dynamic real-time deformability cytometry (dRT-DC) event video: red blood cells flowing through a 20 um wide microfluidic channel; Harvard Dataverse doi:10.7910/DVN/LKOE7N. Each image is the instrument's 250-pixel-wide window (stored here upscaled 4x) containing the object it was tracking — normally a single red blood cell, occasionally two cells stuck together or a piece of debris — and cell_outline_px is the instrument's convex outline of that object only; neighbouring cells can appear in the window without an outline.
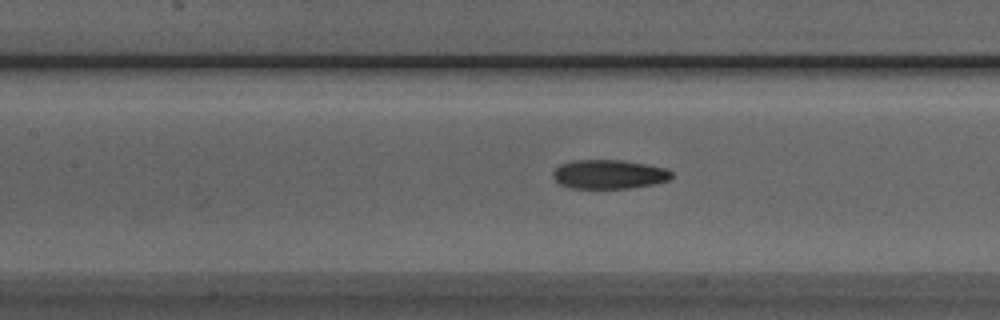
{"species": "Egyptian fruit bat (a non-hibernating species)", "species_latin": "Rousettus aegyptiacus", "temperature_condition": "room temperature", "stored_images_in_passage": 33, "camera_frame_rate_fps": 3000, "um_per_image_px": 0.085, "animal": {"sex": "male"}, "frame": {"image": 1, "passage_image": 10, "time_ms": 3.0, "image_size_px": [1000, 320], "cell_outline_px": [[672, 176], [668, 180], [652, 184], [628, 188], [572, 188], [560, 184], [552, 176], [552, 172], [560, 164], [572, 160], [624, 160], [668, 168], [672, 172]], "centroid_in_image_um": [51.76, 14.8], "position_along_channel_um": 155.6, "area_um2": 20.11}}
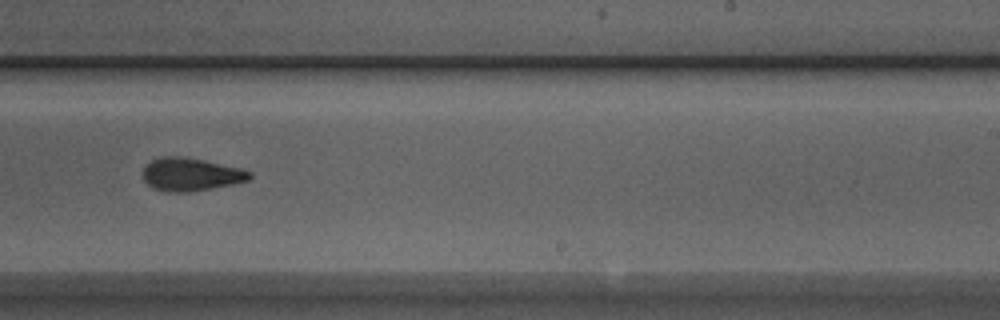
{"frame": {"image": 2, "passage_image": 19, "time_ms": 6.0, "image_size_px": [1000, 320], "cell_outline_px": [[252, 176], [248, 180], [232, 184], [212, 188], [188, 192], [164, 192], [152, 188], [144, 180], [144, 168], [152, 160], [160, 156], [184, 156], [204, 160], [240, 168], [252, 172]], "centroid_in_image_um": [16.21, 14.82], "position_along_channel_um": 272.8, "area_um2": 20.52}}
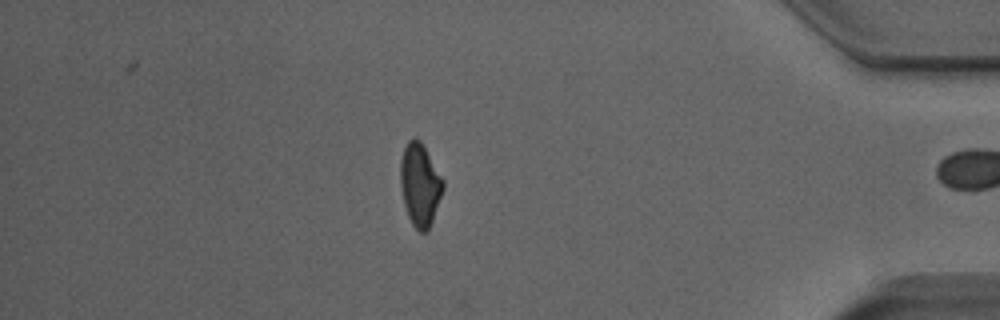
{"frame": {"image": 3, "passage_image": 32, "time_ms": 10.333, "image_size_px": [1000, 320], "cell_outline_px": [[444, 188], [428, 232], [420, 232], [412, 224], [408, 216], [404, 204], [400, 188], [400, 160], [404, 148], [408, 140], [412, 136], [416, 136], [420, 140], [444, 180]], "centroid_in_image_um": [35.68, 15.68], "position_along_channel_um": 399.5, "area_um2": 20.69}, "authors_computed_cell_mechanics": {"area_um2": 20.6346, "velocity_mm_per_s": 3.9152, "shape_relaxation_time_tau1_ms": 5.3062, "shape_relaxation_time_tau2_ms": 2.685, "deformation_change_tau1": 0.1991, "deformation_change_tau2": 0.1009}}